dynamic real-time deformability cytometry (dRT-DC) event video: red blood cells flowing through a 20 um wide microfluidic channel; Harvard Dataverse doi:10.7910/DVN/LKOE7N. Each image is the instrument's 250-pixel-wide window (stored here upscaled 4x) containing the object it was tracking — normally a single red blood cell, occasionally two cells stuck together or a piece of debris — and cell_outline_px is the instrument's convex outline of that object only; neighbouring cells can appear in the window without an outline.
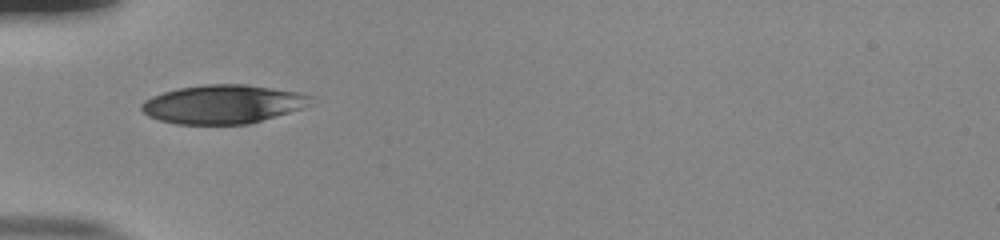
{"species": "human", "species_latin": "Homo sapiens", "temperature_condition": "room temperature", "stored_images_in_passage": 36, "camera_frame_rate_fps": 3000, "um_per_image_px": 0.085, "donor": {"sex": "male"}, "frame": {"image": 1, "passage_image": 1, "time_ms": 0.0, "image_size_px": [1000, 240], "cell_outline_px": [[312, 96], [308, 104], [304, 108], [248, 124], [176, 124], [160, 120], [148, 116], [140, 108], [140, 104], [144, 100], [152, 96], [164, 92], [180, 88], [204, 84], [244, 84], [272, 88], [296, 92]], "centroid_in_image_um": [18.91, 8.86], "position_along_channel_um": 66.1, "area_um2": 37.97}}
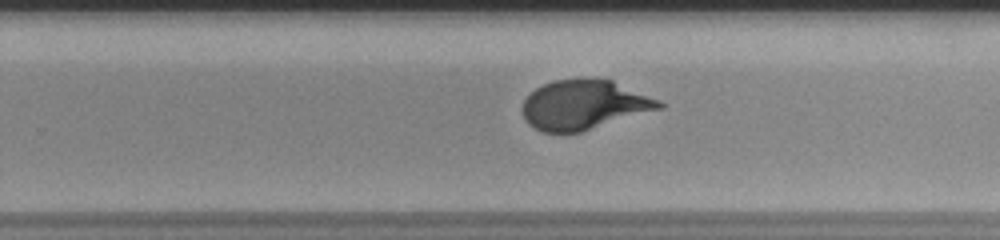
{"frame": {"image": 2, "passage_image": 18, "time_ms": 5.667, "image_size_px": [1000, 240], "cell_outline_px": [[664, 108], [580, 132], [540, 132], [532, 128], [524, 120], [524, 100], [536, 88], [544, 84], [556, 80], [612, 80], [660, 100], [664, 104]], "centroid_in_image_um": [49.66, 8.94], "position_along_channel_um": 280.1, "area_um2": 38.9}}
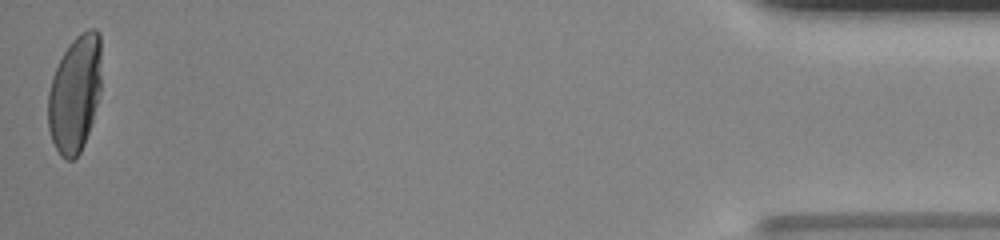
{"frame": {"image": 3, "passage_image": 36, "time_ms": 11.667, "image_size_px": [1000, 240], "cell_outline_px": [[100, 92], [92, 124], [84, 144], [80, 152], [72, 160], [68, 160], [60, 156], [52, 140], [48, 128], [48, 92], [52, 76], [64, 52], [72, 40], [80, 32], [88, 28], [96, 28], [100, 32]], "centroid_in_image_um": [6.37, 7.96], "position_along_channel_um": 428.8, "area_um2": 36.53}, "authors_computed_cell_mechanics": {"area_um2": 39.2751, "velocity_mm_per_s": 3.839, "shape_relaxation_time_tau1_ms": 3.9658, "shape_relaxation_time_tau2_ms": null, "deformation_change_tau1": 0.1854, "deformation_change_tau2": null}}